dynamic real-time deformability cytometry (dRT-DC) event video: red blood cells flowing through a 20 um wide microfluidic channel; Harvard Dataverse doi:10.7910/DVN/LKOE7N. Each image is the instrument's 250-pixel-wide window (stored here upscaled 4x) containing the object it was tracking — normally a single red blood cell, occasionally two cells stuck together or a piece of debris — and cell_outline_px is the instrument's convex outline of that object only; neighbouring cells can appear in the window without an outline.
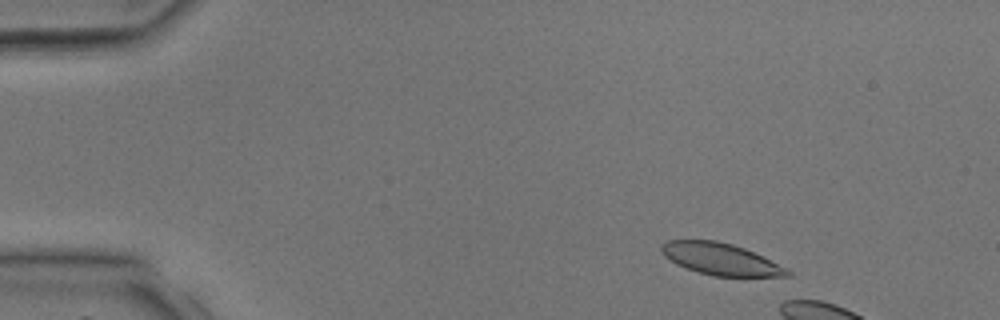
{"species": "common noctule bat (a hibernating species)", "species_latin": "Nyctalus noctula", "temperature_condition": "room temperature", "stored_images_in_passage": 4, "camera_frame_rate_fps": 3000, "um_per_image_px": 0.085, "animal": {"sex": "male", "body_mass_g": 17.9, "forearm_length_mm": 54.2}, "frame": {"image": 1, "passage_image": 2, "time_ms": 1.333, "image_size_px": [1000, 320], "cell_outline_px": [[792, 276], [712, 276], [696, 272], [676, 264], [664, 256], [660, 252], [660, 244], [668, 240], [716, 240], [732, 244], [744, 248], [788, 268], [792, 272]], "centroid_in_image_um": [61.22, 22.02], "position_along_channel_um": 23.8, "area_um2": 23.47}}